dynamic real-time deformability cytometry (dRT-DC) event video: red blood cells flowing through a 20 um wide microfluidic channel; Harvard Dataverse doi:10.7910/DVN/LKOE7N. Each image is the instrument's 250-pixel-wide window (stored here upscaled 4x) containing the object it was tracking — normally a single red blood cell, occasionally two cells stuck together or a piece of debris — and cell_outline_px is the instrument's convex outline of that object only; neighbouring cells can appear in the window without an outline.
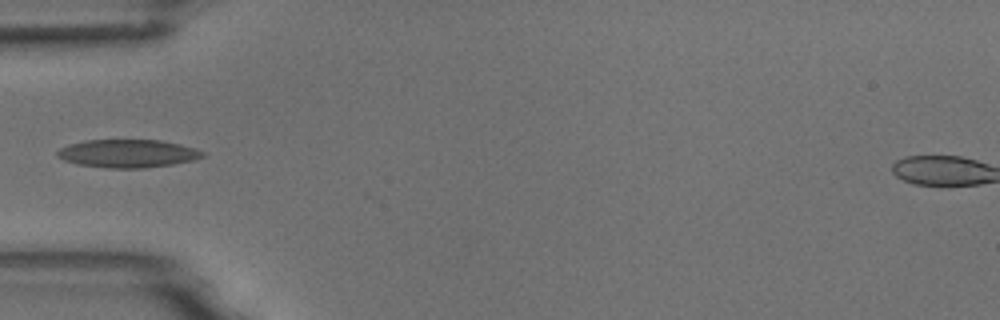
{"species": "common noctule bat (a hibernating species)", "species_latin": "Nyctalus noctula", "temperature_condition": "room temperature", "stored_images_in_passage": 6, "camera_frame_rate_fps": 3000, "um_per_image_px": 0.085, "animal": {"sex": "male", "body_mass_g": 18.8}, "frame": {"image": 1, "passage_image": 5, "time_ms": 1.333, "image_size_px": [1000, 320], "cell_outline_px": [[204, 156], [196, 160], [172, 164], [144, 168], [108, 168], [76, 164], [64, 160], [56, 156], [56, 152], [60, 148], [68, 144], [84, 140], [160, 140], [180, 144], [196, 148], [204, 152]], "centroid_in_image_um": [10.85, 13.05], "position_along_channel_um": 74.1, "area_um2": 23.93}}